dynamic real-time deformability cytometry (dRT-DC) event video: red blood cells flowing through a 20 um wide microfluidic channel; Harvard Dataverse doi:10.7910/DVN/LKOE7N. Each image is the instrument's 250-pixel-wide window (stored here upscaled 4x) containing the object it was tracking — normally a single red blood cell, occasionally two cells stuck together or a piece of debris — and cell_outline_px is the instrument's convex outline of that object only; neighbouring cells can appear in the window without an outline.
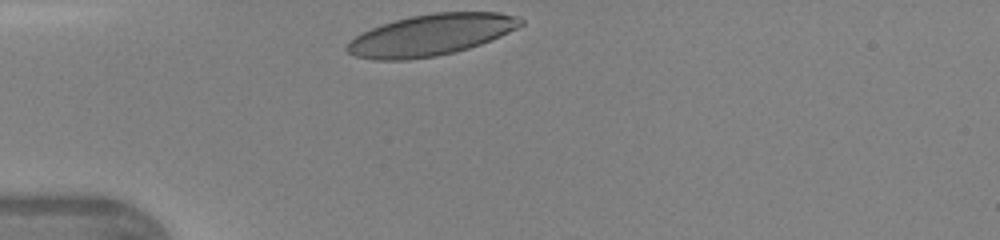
{"species": "human", "species_latin": "Homo sapiens", "temperature_condition": "warm", "stored_images_in_passage": 23, "camera_frame_rate_fps": 3000, "um_per_image_px": 0.085, "donor": {"sex": "female"}, "frame": {"image": 1, "passage_image": 1, "time_ms": 0.0, "image_size_px": [1000, 240], "cell_outline_px": [[524, 24], [500, 36], [480, 44], [456, 52], [436, 56], [408, 60], [376, 60], [356, 56], [348, 52], [344, 48], [356, 36], [372, 28], [396, 20], [412, 16], [436, 12], [496, 12], [520, 16], [524, 20]], "centroid_in_image_um": [36.67, 2.97], "position_along_channel_um": 48.3, "area_um2": 41.5}}
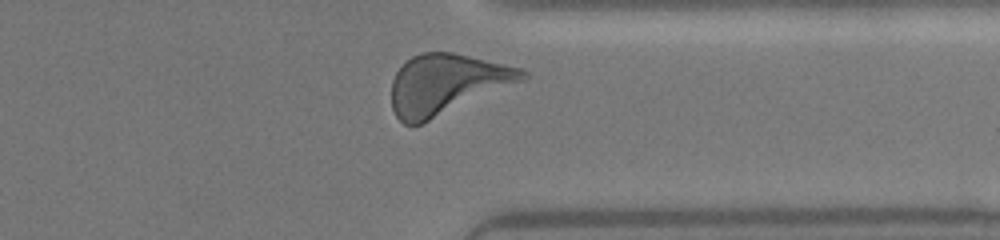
{"frame": {"image": 2, "passage_image": 23, "time_ms": 7.333, "image_size_px": [1000, 240], "cell_outline_px": [[528, 76], [524, 80], [420, 124], [404, 124], [396, 116], [392, 108], [392, 80], [396, 72], [412, 56], [420, 52], [452, 52], [524, 68], [528, 72]], "centroid_in_image_um": [37.97, 7.13], "position_along_channel_um": 373.4, "area_um2": 45.43}, "authors_computed_cell_mechanics": {"area_um2": 42.483, "velocity_mm_per_s": 4.3251, "shape_relaxation_time_tau1_ms": 2.0826, "shape_relaxation_time_tau2_ms": 0.5101, "deformation_change_tau1": 0.1262, "deformation_change_tau2": 0.0591}}